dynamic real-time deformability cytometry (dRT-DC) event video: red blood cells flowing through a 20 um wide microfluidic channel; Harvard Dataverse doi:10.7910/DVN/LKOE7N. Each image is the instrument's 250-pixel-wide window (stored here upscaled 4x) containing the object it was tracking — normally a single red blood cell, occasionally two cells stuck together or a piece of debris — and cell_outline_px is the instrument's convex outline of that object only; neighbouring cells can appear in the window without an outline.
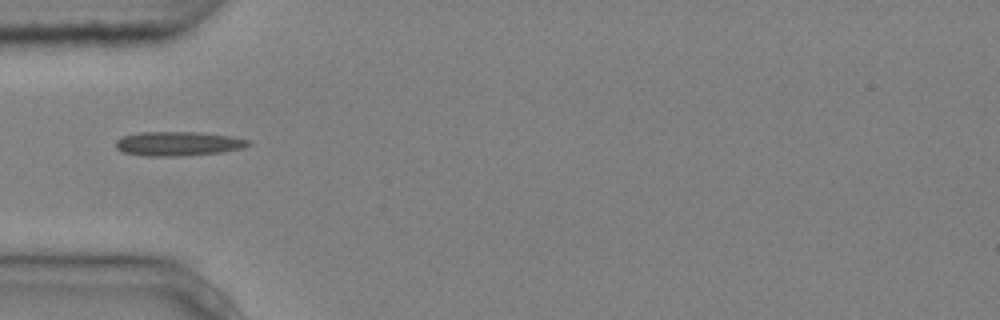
{"species": "common noctule bat (a hibernating species)", "species_latin": "Nyctalus noctula", "temperature_condition": "cold", "stored_images_in_passage": 3, "camera_frame_rate_fps": 3000, "um_per_image_px": 0.085, "animal": {"sex": "male", "body_mass_g": 20.4}, "frame": {"image": 1, "passage_image": 1, "time_ms": 0.0, "image_size_px": [1000, 320], "cell_outline_px": [[252, 144], [240, 148], [220, 152], [172, 156], [144, 156], [124, 152], [116, 148], [116, 140], [124, 136], [140, 132], [200, 132], [232, 136], [248, 140]], "centroid_in_image_um": [15.13, 12.2], "position_along_channel_um": 69.9, "area_um2": 18.5}}